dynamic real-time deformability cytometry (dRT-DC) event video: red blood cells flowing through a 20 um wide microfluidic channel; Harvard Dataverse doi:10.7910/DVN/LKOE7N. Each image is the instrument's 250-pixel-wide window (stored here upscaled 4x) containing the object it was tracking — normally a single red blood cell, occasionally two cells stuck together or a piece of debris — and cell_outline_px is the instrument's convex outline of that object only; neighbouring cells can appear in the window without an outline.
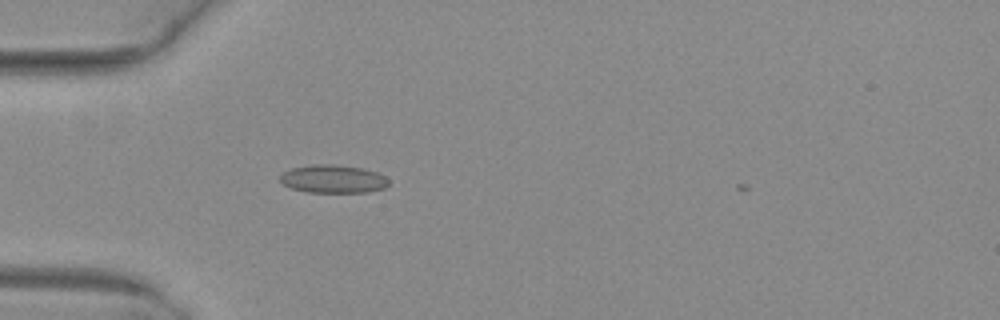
{"species": "common noctule bat (a hibernating species)", "species_latin": "Nyctalus noctula", "temperature_condition": "warm", "stored_images_in_passage": 37, "camera_frame_rate_fps": 3000, "um_per_image_px": 0.085, "animal": {"sex": "female", "body_mass_g": 29.2, "forearm_length_mm": 56.3}, "frame": {"image": 1, "passage_image": 2, "time_ms": 0.333, "image_size_px": [1000, 320], "cell_outline_px": [[388, 184], [384, 188], [368, 192], [308, 192], [292, 188], [284, 184], [280, 180], [280, 176], [284, 172], [292, 168], [312, 164], [332, 164], [360, 168], [376, 172], [384, 176], [388, 180]], "centroid_in_image_um": [28.31, 15.21], "position_along_channel_um": 56.7, "area_um2": 17.57}}
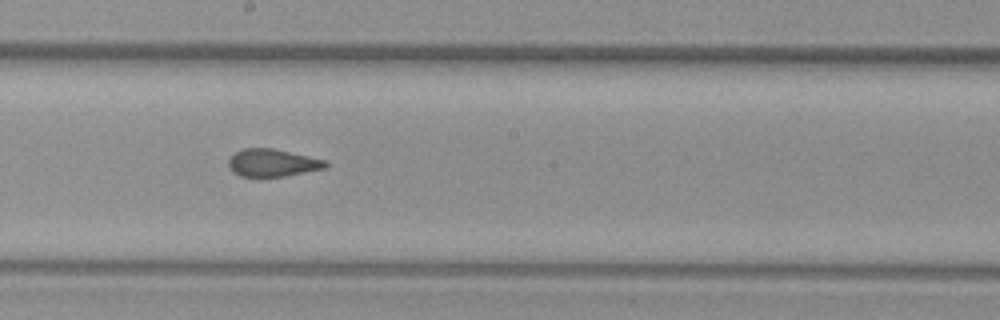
{"frame": {"image": 2, "passage_image": 15, "time_ms": 4.667, "image_size_px": [1000, 320], "cell_outline_px": [[328, 164], [324, 168], [284, 176], [240, 176], [232, 172], [228, 168], [228, 160], [236, 152], [244, 148], [272, 148], [308, 156], [324, 160]], "centroid_in_image_um": [23.1, 13.84], "position_along_channel_um": 225.1, "area_um2": 15.32}}
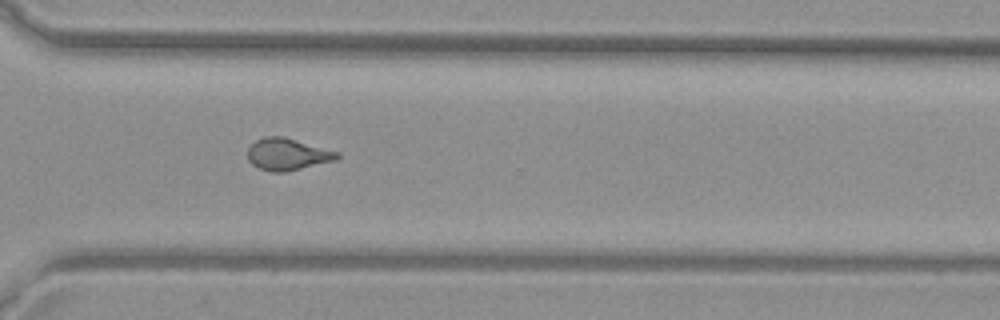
{"frame": {"image": 3, "passage_image": 24, "time_ms": 7.667, "image_size_px": [1000, 320], "cell_outline_px": [[340, 156], [336, 160], [284, 172], [272, 172], [260, 168], [252, 164], [248, 160], [248, 148], [256, 140], [264, 136], [284, 136], [340, 152]], "centroid_in_image_um": [24.44, 13.1], "position_along_channel_um": 346.2, "area_um2": 16.65}, "authors_computed_cell_mechanics": {"area_um2": 16.4152, "velocity_mm_per_s": 4.0492, "shape_relaxation_time_tau1_ms": null, "shape_relaxation_time_tau2_ms": 1.0833, "deformation_change_tau1": null, "deformation_change_tau2": 0.0844}}